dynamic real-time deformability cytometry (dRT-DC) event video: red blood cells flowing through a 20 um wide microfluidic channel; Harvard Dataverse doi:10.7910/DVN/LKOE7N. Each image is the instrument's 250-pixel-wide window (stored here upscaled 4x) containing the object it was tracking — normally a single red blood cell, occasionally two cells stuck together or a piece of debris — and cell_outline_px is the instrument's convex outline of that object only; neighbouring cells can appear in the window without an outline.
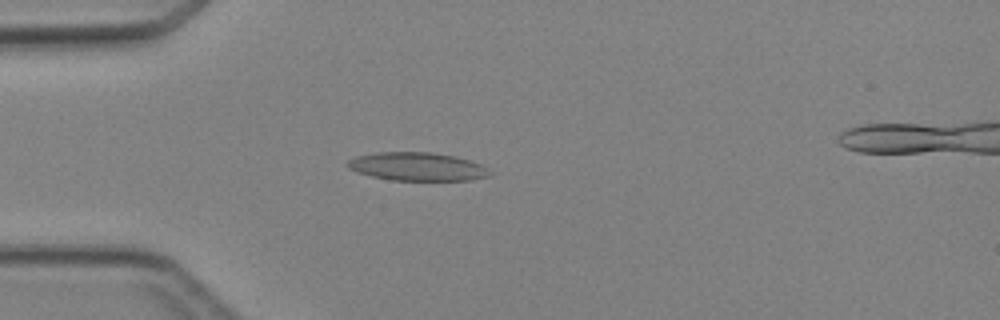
{"species": "Egyptian fruit bat (a non-hibernating species)", "species_latin": "Rousettus aegyptiacus", "temperature_condition": "cold", "stored_images_in_passage": 3, "camera_frame_rate_fps": 3000, "um_per_image_px": 0.085, "animal": {"sex": "female"}, "frame": {"image": 1, "passage_image": 3, "time_ms": 3.333, "image_size_px": [1000, 320], "cell_outline_px": [[492, 176], [468, 180], [392, 180], [372, 176], [356, 172], [348, 168], [344, 164], [348, 160], [356, 156], [376, 152], [432, 152], [456, 156], [480, 164], [488, 168], [492, 172]], "centroid_in_image_um": [35.46, 14.15], "position_along_channel_um": 49.5, "area_um2": 23.64}}